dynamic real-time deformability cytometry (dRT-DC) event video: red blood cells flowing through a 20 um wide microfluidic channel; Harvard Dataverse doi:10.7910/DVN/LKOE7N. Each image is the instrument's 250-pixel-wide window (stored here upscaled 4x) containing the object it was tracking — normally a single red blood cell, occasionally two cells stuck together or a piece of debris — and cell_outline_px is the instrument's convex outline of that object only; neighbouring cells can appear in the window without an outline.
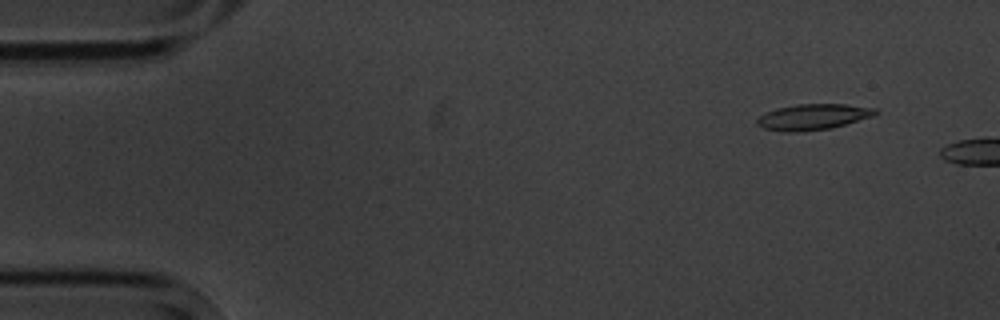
{"species": "common noctule bat (a hibernating species)", "species_latin": "Nyctalus noctula", "temperature_condition": "cold", "stored_images_in_passage": 4, "camera_frame_rate_fps": 3000, "um_per_image_px": 0.085, "animal": {"sex": "male", "body_mass_g": 20.1, "forearm_length_mm": 53.5}, "frame": {"image": 1, "passage_image": 2, "time_ms": 1.333, "image_size_px": [1000, 320], "cell_outline_px": [[880, 112], [872, 116], [832, 128], [796, 132], [784, 132], [764, 128], [756, 124], [756, 120], [760, 116], [776, 108], [796, 104], [844, 104], [876, 108]], "centroid_in_image_um": [69.11, 9.93], "position_along_channel_um": 15.9, "area_um2": 17.74}}